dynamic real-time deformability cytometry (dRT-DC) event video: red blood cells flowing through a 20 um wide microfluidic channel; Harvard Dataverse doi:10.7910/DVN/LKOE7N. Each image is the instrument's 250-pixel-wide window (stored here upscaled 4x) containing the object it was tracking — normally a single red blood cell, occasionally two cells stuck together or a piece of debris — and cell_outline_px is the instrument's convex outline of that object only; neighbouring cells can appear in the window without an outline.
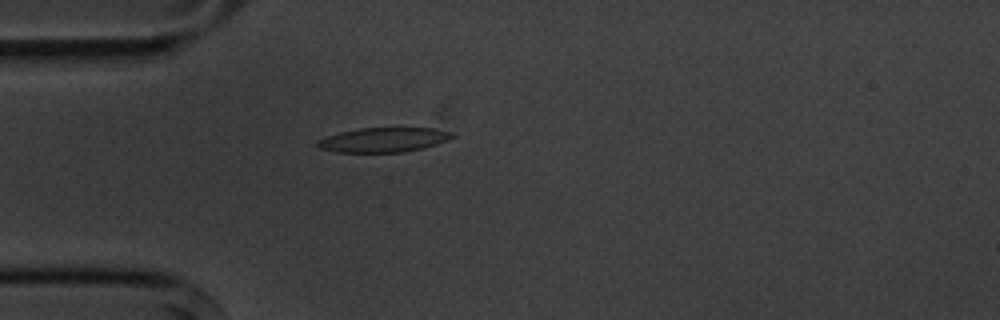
{"species": "common noctule bat (a hibernating species)", "species_latin": "Nyctalus noctula", "temperature_condition": "cold", "stored_images_in_passage": 1, "camera_frame_rate_fps": 3000, "um_per_image_px": 0.085, "animal": {"sex": "male", "body_mass_g": 20.1, "forearm_length_mm": 53.5}, "frame": {"image": 1, "passage_image": 1, "time_ms": 0.0, "image_size_px": [1000, 320], "cell_outline_px": [[456, 136], [448, 140], [424, 148], [404, 152], [336, 152], [320, 148], [316, 144], [316, 140], [340, 132], [360, 128], [432, 128], [452, 132]], "centroid_in_image_um": [32.62, 11.89], "position_along_channel_um": 52.4, "area_um2": 19.25}}